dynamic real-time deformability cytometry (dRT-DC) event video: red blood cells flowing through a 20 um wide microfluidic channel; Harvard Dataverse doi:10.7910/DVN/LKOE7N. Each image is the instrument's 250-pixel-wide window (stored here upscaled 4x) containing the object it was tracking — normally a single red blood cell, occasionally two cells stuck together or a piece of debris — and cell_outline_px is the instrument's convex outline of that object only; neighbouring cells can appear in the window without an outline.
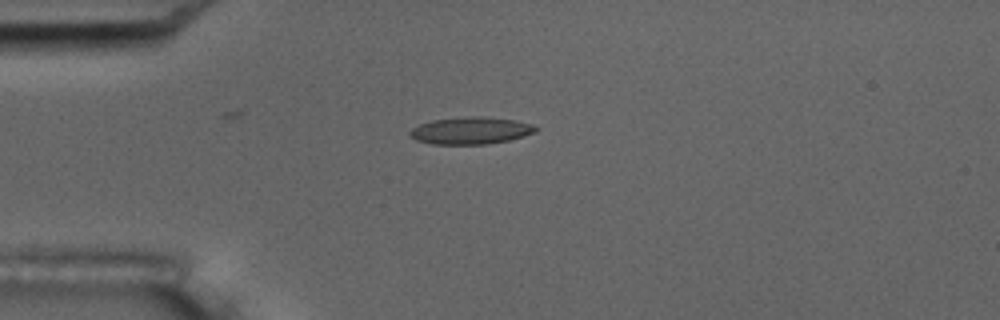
{"species": "common noctule bat (a hibernating species)", "species_latin": "Nyctalus noctula", "temperature_condition": "room temperature", "stored_images_in_passage": 5, "camera_frame_rate_fps": 3000, "um_per_image_px": 0.085, "animal": {"sex": "male", "body_mass_g": 17.5, "forearm_length_mm": 52.3}, "frame": {"image": 1, "passage_image": 5, "time_ms": 4.667, "image_size_px": [1000, 320], "cell_outline_px": [[540, 128], [536, 132], [524, 136], [508, 140], [488, 144], [432, 144], [416, 140], [408, 132], [412, 128], [420, 124], [432, 120], [468, 116], [484, 116], [516, 120], [532, 124]], "centroid_in_image_um": [40.05, 11.09], "position_along_channel_um": 45.0, "area_um2": 20.0}}